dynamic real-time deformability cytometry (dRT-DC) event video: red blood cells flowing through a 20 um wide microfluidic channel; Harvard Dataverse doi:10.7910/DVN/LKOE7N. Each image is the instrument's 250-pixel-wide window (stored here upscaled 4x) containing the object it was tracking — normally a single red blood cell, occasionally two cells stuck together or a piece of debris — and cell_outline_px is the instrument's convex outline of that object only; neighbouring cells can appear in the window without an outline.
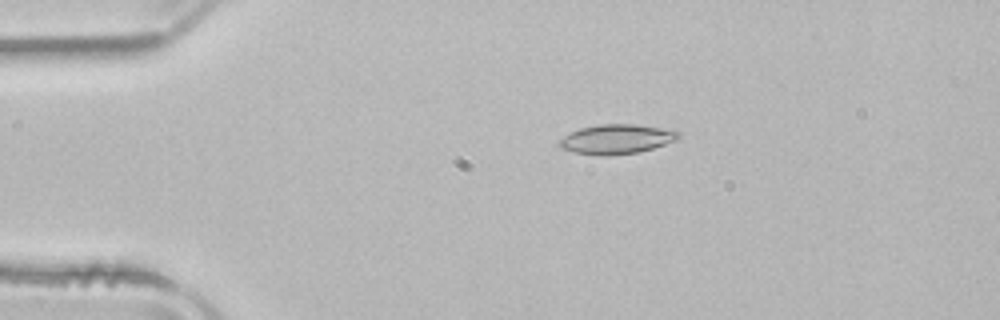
{"species": "common noctule bat (a hibernating species)", "species_latin": "Nyctalus noctula", "temperature_condition": "room temperature", "stored_images_in_passage": 51, "camera_frame_rate_fps": 3000, "um_per_image_px": 0.085, "animal": {"sex": "male", "body_mass_g": 21.5, "forearm_length_mm": 52.0}, "frame": {"image": 1, "passage_image": 10, "time_ms": 3.0, "image_size_px": [1000, 320], "cell_outline_px": [[680, 136], [676, 140], [640, 152], [600, 156], [576, 152], [560, 148], [556, 144], [556, 140], [580, 128], [600, 124], [636, 124], [660, 128], [680, 132]], "centroid_in_image_um": [52.35, 11.83], "position_along_channel_um": 32.6, "area_um2": 20.4}}
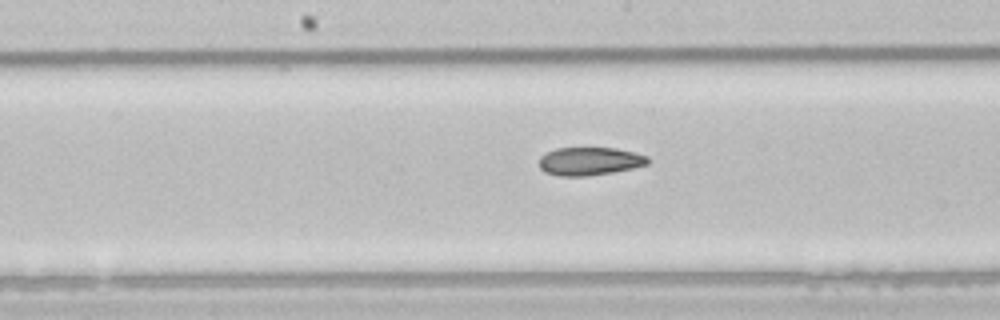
{"frame": {"image": 2, "passage_image": 26, "time_ms": 8.333, "image_size_px": [1000, 320], "cell_outline_px": [[648, 164], [632, 168], [612, 172], [588, 176], [560, 176], [544, 172], [540, 168], [540, 156], [556, 148], [616, 148], [636, 152], [648, 156]], "centroid_in_image_um": [50.13, 13.7], "position_along_channel_um": 198.1, "area_um2": 17.8}}
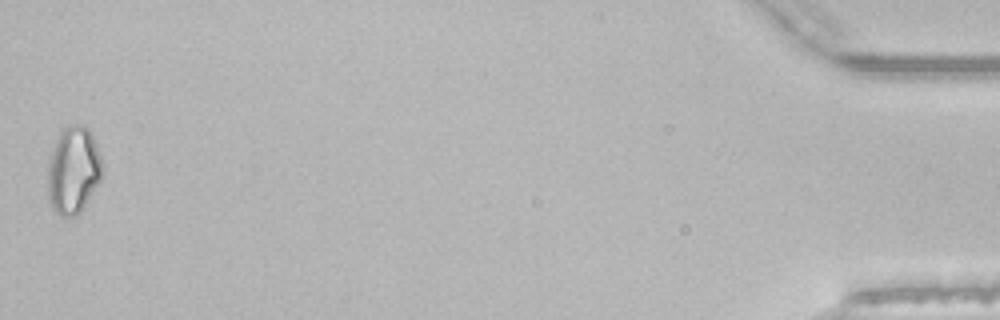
{"frame": {"image": 3, "passage_image": 51, "time_ms": 16.667, "image_size_px": [1000, 320], "cell_outline_px": [[104, 168], [100, 180], [80, 212], [72, 216], [60, 216], [52, 208], [48, 200], [48, 172], [52, 148], [60, 128], [72, 124], [84, 124], [88, 128], [92, 136], [104, 164]], "centroid_in_image_um": [6.23, 14.43], "position_along_channel_um": 429.0, "area_um2": 27.86}, "authors_computed_cell_mechanics": {"area_um2": 19.652, "velocity_mm_per_s": 3.943, "shape_relaxation_time_tau1_ms": null, "shape_relaxation_time_tau2_ms": 2.8805, "deformation_change_tau1": null, "deformation_change_tau2": 0.0789}}